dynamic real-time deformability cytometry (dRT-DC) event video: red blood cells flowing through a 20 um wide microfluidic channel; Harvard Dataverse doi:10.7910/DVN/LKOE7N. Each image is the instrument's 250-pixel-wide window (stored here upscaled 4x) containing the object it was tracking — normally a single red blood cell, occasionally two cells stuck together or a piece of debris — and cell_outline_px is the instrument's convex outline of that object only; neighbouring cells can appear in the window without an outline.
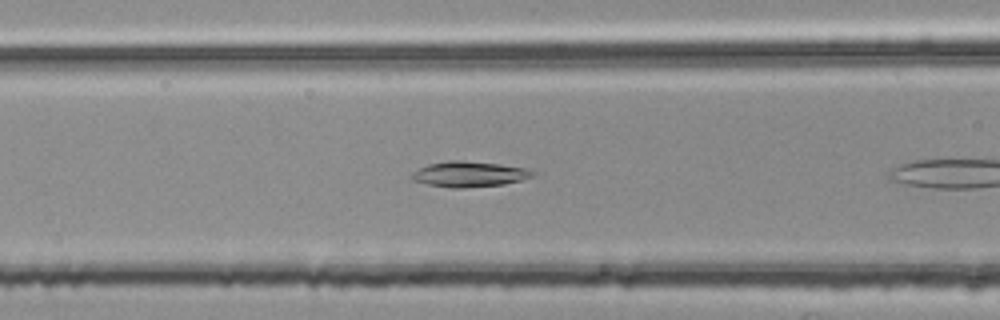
{"species": "common noctule bat (a hibernating species)", "species_latin": "Nyctalus noctula", "temperature_condition": "room temperature", "stored_images_in_passage": 6, "camera_frame_rate_fps": 3000, "um_per_image_px": 0.085, "animal": {"sex": "female", "body_mass_g": 25.1}, "frame": {"image": 1, "passage_image": 5, "time_ms": 1.333, "image_size_px": [1000, 320], "cell_outline_px": [[536, 172], [532, 176], [520, 180], [504, 184], [464, 188], [452, 188], [428, 184], [412, 180], [412, 172], [428, 164], [448, 160], [460, 160], [500, 164], [528, 168]], "centroid_in_image_um": [39.89, 14.79], "position_along_channel_um": 126.7, "area_um2": 17.92}}